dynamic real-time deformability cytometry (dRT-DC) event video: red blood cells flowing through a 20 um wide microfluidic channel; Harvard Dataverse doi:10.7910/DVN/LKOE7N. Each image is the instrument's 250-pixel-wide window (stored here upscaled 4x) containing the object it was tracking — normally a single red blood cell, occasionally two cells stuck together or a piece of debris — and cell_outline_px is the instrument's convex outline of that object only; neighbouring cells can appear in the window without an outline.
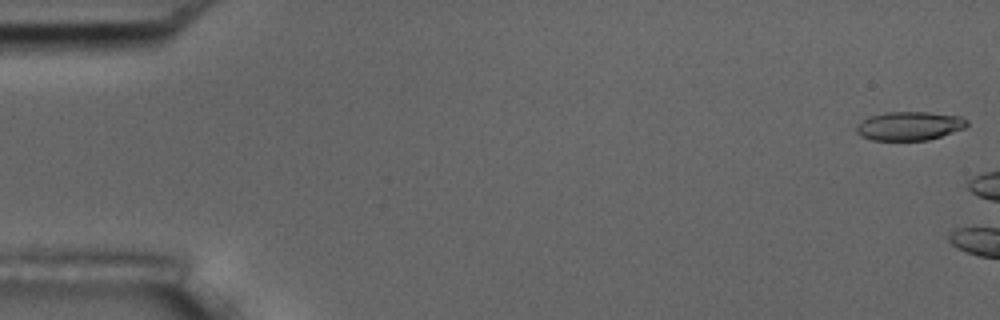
{"species": "common noctule bat (a hibernating species)", "species_latin": "Nyctalus noctula", "temperature_condition": "room temperature", "stored_images_in_passage": 5, "camera_frame_rate_fps": 3000, "um_per_image_px": 0.085, "animal": {"sex": "male", "body_mass_g": 17.5, "forearm_length_mm": 52.3}, "frame": {"image": 1, "passage_image": 1, "time_ms": 0.0, "image_size_px": [1000, 320], "cell_outline_px": [[968, 124], [964, 128], [928, 140], [872, 140], [860, 136], [856, 132], [856, 124], [868, 116], [884, 112], [928, 112], [960, 116], [968, 120]], "centroid_in_image_um": [77.26, 10.7], "position_along_channel_um": 7.7, "area_um2": 18.61}}